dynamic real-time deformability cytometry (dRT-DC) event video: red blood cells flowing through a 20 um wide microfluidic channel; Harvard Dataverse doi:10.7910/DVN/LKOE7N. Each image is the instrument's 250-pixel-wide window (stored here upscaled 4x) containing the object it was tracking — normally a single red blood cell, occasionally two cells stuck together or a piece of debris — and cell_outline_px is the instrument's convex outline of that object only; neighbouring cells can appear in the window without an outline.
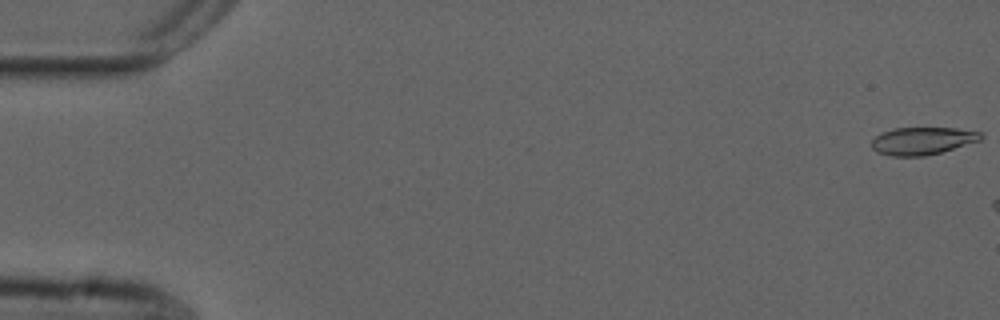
{"species": "common noctule bat (a hibernating species)", "species_latin": "Nyctalus noctula", "temperature_condition": "cold", "stored_images_in_passage": 7, "camera_frame_rate_fps": 3000, "um_per_image_px": 0.085, "animal": {"sex": "male", "forearm_length_mm": 52.5}, "frame": {"image": 1, "passage_image": 1, "time_ms": 0.0, "image_size_px": [1000, 320], "cell_outline_px": [[984, 136], [980, 140], [940, 152], [924, 156], [892, 156], [876, 152], [872, 148], [872, 140], [876, 136], [892, 128], [956, 128], [980, 132]], "centroid_in_image_um": [78.39, 11.97], "position_along_channel_um": 6.6, "area_um2": 17.34}}